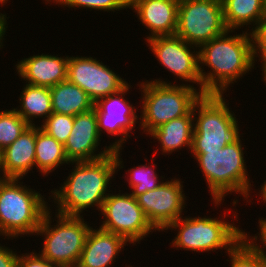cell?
Listing matches in <instances>:
<instances>
[{
  "label": "cell",
  "instance_id": "f35d334b",
  "mask_svg": "<svg viewBox=\"0 0 266 267\" xmlns=\"http://www.w3.org/2000/svg\"><path fill=\"white\" fill-rule=\"evenodd\" d=\"M44 1V0H43ZM52 0H45V3L47 4V2H48V4L51 2Z\"/></svg>",
  "mask_w": 266,
  "mask_h": 267
},
{
  "label": "cell",
  "instance_id": "52a82bcc",
  "mask_svg": "<svg viewBox=\"0 0 266 267\" xmlns=\"http://www.w3.org/2000/svg\"><path fill=\"white\" fill-rule=\"evenodd\" d=\"M49 208L43 215L35 235L44 236L39 254L61 267H76L79 263L87 235L91 229L83 216H65L56 213L52 218ZM52 220L56 225H51ZM41 252V253H40Z\"/></svg>",
  "mask_w": 266,
  "mask_h": 267
},
{
  "label": "cell",
  "instance_id": "44dd1931",
  "mask_svg": "<svg viewBox=\"0 0 266 267\" xmlns=\"http://www.w3.org/2000/svg\"><path fill=\"white\" fill-rule=\"evenodd\" d=\"M224 22L228 30L253 25L252 31L266 18V0H221ZM240 27V28H239Z\"/></svg>",
  "mask_w": 266,
  "mask_h": 267
},
{
  "label": "cell",
  "instance_id": "5bb4252c",
  "mask_svg": "<svg viewBox=\"0 0 266 267\" xmlns=\"http://www.w3.org/2000/svg\"><path fill=\"white\" fill-rule=\"evenodd\" d=\"M129 89L131 86L128 83L119 92L100 98L94 105L98 132L101 137L105 132L114 137L121 136L119 139L116 138L112 144L110 143L113 150L123 149V143L130 138V132L136 128V124L139 122V115H136L138 114L136 113L137 108L130 104L128 99L125 100Z\"/></svg>",
  "mask_w": 266,
  "mask_h": 267
},
{
  "label": "cell",
  "instance_id": "83f0119b",
  "mask_svg": "<svg viewBox=\"0 0 266 267\" xmlns=\"http://www.w3.org/2000/svg\"><path fill=\"white\" fill-rule=\"evenodd\" d=\"M42 123L40 129L64 145L71 133L74 116L53 112Z\"/></svg>",
  "mask_w": 266,
  "mask_h": 267
},
{
  "label": "cell",
  "instance_id": "3957f363",
  "mask_svg": "<svg viewBox=\"0 0 266 267\" xmlns=\"http://www.w3.org/2000/svg\"><path fill=\"white\" fill-rule=\"evenodd\" d=\"M242 146L239 138L236 142L227 144L219 150L190 151L199 163L212 200L217 207L218 205L221 207L225 196L233 192L241 194L246 202H252L250 193L252 192L251 186L254 185H251L250 177H248Z\"/></svg>",
  "mask_w": 266,
  "mask_h": 267
},
{
  "label": "cell",
  "instance_id": "d6a6232c",
  "mask_svg": "<svg viewBox=\"0 0 266 267\" xmlns=\"http://www.w3.org/2000/svg\"><path fill=\"white\" fill-rule=\"evenodd\" d=\"M0 244V267H18V254Z\"/></svg>",
  "mask_w": 266,
  "mask_h": 267
},
{
  "label": "cell",
  "instance_id": "5b68a950",
  "mask_svg": "<svg viewBox=\"0 0 266 267\" xmlns=\"http://www.w3.org/2000/svg\"><path fill=\"white\" fill-rule=\"evenodd\" d=\"M141 89L142 110L140 125L144 133L150 134L161 125L187 115L202 93L190 84H171L161 78L137 84Z\"/></svg>",
  "mask_w": 266,
  "mask_h": 267
},
{
  "label": "cell",
  "instance_id": "8fae6325",
  "mask_svg": "<svg viewBox=\"0 0 266 267\" xmlns=\"http://www.w3.org/2000/svg\"><path fill=\"white\" fill-rule=\"evenodd\" d=\"M145 40L164 69L186 82V85L188 82L192 86L194 83L200 85L198 90L202 93L198 47L188 44L177 35L155 36Z\"/></svg>",
  "mask_w": 266,
  "mask_h": 267
},
{
  "label": "cell",
  "instance_id": "4fadbf2b",
  "mask_svg": "<svg viewBox=\"0 0 266 267\" xmlns=\"http://www.w3.org/2000/svg\"><path fill=\"white\" fill-rule=\"evenodd\" d=\"M181 179H167L158 188L139 195L136 199L147 219L157 231H164L171 223L182 217L187 206Z\"/></svg>",
  "mask_w": 266,
  "mask_h": 267
},
{
  "label": "cell",
  "instance_id": "ac0fdd59",
  "mask_svg": "<svg viewBox=\"0 0 266 267\" xmlns=\"http://www.w3.org/2000/svg\"><path fill=\"white\" fill-rule=\"evenodd\" d=\"M129 243L124 237L91 227L76 267H110Z\"/></svg>",
  "mask_w": 266,
  "mask_h": 267
},
{
  "label": "cell",
  "instance_id": "4dcf8cb0",
  "mask_svg": "<svg viewBox=\"0 0 266 267\" xmlns=\"http://www.w3.org/2000/svg\"><path fill=\"white\" fill-rule=\"evenodd\" d=\"M260 218L258 220V225H259V229H258L259 230V233H257L258 236H257V234H255V236H252V235L249 236V234L247 232L245 233V231L242 230V239L254 251L262 254L266 258V251H264L266 249V218H263V217H260ZM257 240H259V241L257 242ZM259 242H260L261 246L258 244Z\"/></svg>",
  "mask_w": 266,
  "mask_h": 267
},
{
  "label": "cell",
  "instance_id": "277c9868",
  "mask_svg": "<svg viewBox=\"0 0 266 267\" xmlns=\"http://www.w3.org/2000/svg\"><path fill=\"white\" fill-rule=\"evenodd\" d=\"M20 180L0 179V232L4 240L35 235L50 208L42 194Z\"/></svg>",
  "mask_w": 266,
  "mask_h": 267
},
{
  "label": "cell",
  "instance_id": "30bf717a",
  "mask_svg": "<svg viewBox=\"0 0 266 267\" xmlns=\"http://www.w3.org/2000/svg\"><path fill=\"white\" fill-rule=\"evenodd\" d=\"M110 193L105 198L101 213L103 220L99 228L124 237L129 244L136 245L156 231L130 193ZM137 242V243H136Z\"/></svg>",
  "mask_w": 266,
  "mask_h": 267
},
{
  "label": "cell",
  "instance_id": "8992f818",
  "mask_svg": "<svg viewBox=\"0 0 266 267\" xmlns=\"http://www.w3.org/2000/svg\"><path fill=\"white\" fill-rule=\"evenodd\" d=\"M228 106L223 94H202L195 102L191 151L219 150L241 137L236 115Z\"/></svg>",
  "mask_w": 266,
  "mask_h": 267
},
{
  "label": "cell",
  "instance_id": "7a4b0ae2",
  "mask_svg": "<svg viewBox=\"0 0 266 267\" xmlns=\"http://www.w3.org/2000/svg\"><path fill=\"white\" fill-rule=\"evenodd\" d=\"M232 32L235 30H227L198 49L202 94H225L231 84L254 68L251 33L245 30L232 36ZM202 66L210 71L206 73Z\"/></svg>",
  "mask_w": 266,
  "mask_h": 267
},
{
  "label": "cell",
  "instance_id": "f546056e",
  "mask_svg": "<svg viewBox=\"0 0 266 267\" xmlns=\"http://www.w3.org/2000/svg\"><path fill=\"white\" fill-rule=\"evenodd\" d=\"M250 33L252 36L253 62L255 65L257 62V59L255 58L257 57H260L258 60L261 63L266 61V18Z\"/></svg>",
  "mask_w": 266,
  "mask_h": 267
},
{
  "label": "cell",
  "instance_id": "74e56055",
  "mask_svg": "<svg viewBox=\"0 0 266 267\" xmlns=\"http://www.w3.org/2000/svg\"><path fill=\"white\" fill-rule=\"evenodd\" d=\"M0 172H1V151H0ZM0 179H2V176L1 175H0Z\"/></svg>",
  "mask_w": 266,
  "mask_h": 267
},
{
  "label": "cell",
  "instance_id": "cb8c5ba5",
  "mask_svg": "<svg viewBox=\"0 0 266 267\" xmlns=\"http://www.w3.org/2000/svg\"><path fill=\"white\" fill-rule=\"evenodd\" d=\"M63 164L70 165L64 145L36 125L35 167L43 176H48Z\"/></svg>",
  "mask_w": 266,
  "mask_h": 267
},
{
  "label": "cell",
  "instance_id": "d590c367",
  "mask_svg": "<svg viewBox=\"0 0 266 267\" xmlns=\"http://www.w3.org/2000/svg\"><path fill=\"white\" fill-rule=\"evenodd\" d=\"M261 70H262V79H263V81L265 82V84H266V61H263L262 63H261Z\"/></svg>",
  "mask_w": 266,
  "mask_h": 267
},
{
  "label": "cell",
  "instance_id": "9a60e30c",
  "mask_svg": "<svg viewBox=\"0 0 266 267\" xmlns=\"http://www.w3.org/2000/svg\"><path fill=\"white\" fill-rule=\"evenodd\" d=\"M100 139L94 108L74 116L71 133L64 144L66 157L70 162L93 161L113 153L110 145L105 146L104 150L98 151V146L101 144Z\"/></svg>",
  "mask_w": 266,
  "mask_h": 267
},
{
  "label": "cell",
  "instance_id": "e0dca14e",
  "mask_svg": "<svg viewBox=\"0 0 266 267\" xmlns=\"http://www.w3.org/2000/svg\"><path fill=\"white\" fill-rule=\"evenodd\" d=\"M68 59L69 55L58 57L57 54H33L18 61L15 68L19 78L27 84L51 88L67 80Z\"/></svg>",
  "mask_w": 266,
  "mask_h": 267
},
{
  "label": "cell",
  "instance_id": "f1b7e54d",
  "mask_svg": "<svg viewBox=\"0 0 266 267\" xmlns=\"http://www.w3.org/2000/svg\"><path fill=\"white\" fill-rule=\"evenodd\" d=\"M54 3L61 7L68 8H88L91 10H100L104 12H115L129 8L130 0H52L50 4Z\"/></svg>",
  "mask_w": 266,
  "mask_h": 267
},
{
  "label": "cell",
  "instance_id": "ffe728a7",
  "mask_svg": "<svg viewBox=\"0 0 266 267\" xmlns=\"http://www.w3.org/2000/svg\"><path fill=\"white\" fill-rule=\"evenodd\" d=\"M194 133L193 109L185 116L175 118L153 130L149 137L160 143L161 154L171 155L172 152L187 147L192 148Z\"/></svg>",
  "mask_w": 266,
  "mask_h": 267
},
{
  "label": "cell",
  "instance_id": "9c48e42d",
  "mask_svg": "<svg viewBox=\"0 0 266 267\" xmlns=\"http://www.w3.org/2000/svg\"><path fill=\"white\" fill-rule=\"evenodd\" d=\"M221 0H179L175 35L200 47L227 31Z\"/></svg>",
  "mask_w": 266,
  "mask_h": 267
},
{
  "label": "cell",
  "instance_id": "603a6c76",
  "mask_svg": "<svg viewBox=\"0 0 266 267\" xmlns=\"http://www.w3.org/2000/svg\"><path fill=\"white\" fill-rule=\"evenodd\" d=\"M18 100L20 105L15 110L30 126L35 125L34 119L45 120L53 113L49 87L26 83Z\"/></svg>",
  "mask_w": 266,
  "mask_h": 267
},
{
  "label": "cell",
  "instance_id": "1f68e13d",
  "mask_svg": "<svg viewBox=\"0 0 266 267\" xmlns=\"http://www.w3.org/2000/svg\"><path fill=\"white\" fill-rule=\"evenodd\" d=\"M18 267H61L60 265L51 263L39 253L30 252L24 255H18Z\"/></svg>",
  "mask_w": 266,
  "mask_h": 267
},
{
  "label": "cell",
  "instance_id": "d6986e66",
  "mask_svg": "<svg viewBox=\"0 0 266 267\" xmlns=\"http://www.w3.org/2000/svg\"><path fill=\"white\" fill-rule=\"evenodd\" d=\"M35 143L36 125H33L1 151L2 178L23 179L35 169Z\"/></svg>",
  "mask_w": 266,
  "mask_h": 267
},
{
  "label": "cell",
  "instance_id": "836d02e7",
  "mask_svg": "<svg viewBox=\"0 0 266 267\" xmlns=\"http://www.w3.org/2000/svg\"><path fill=\"white\" fill-rule=\"evenodd\" d=\"M7 18L9 17L5 13L0 16V49L3 48L4 35L8 28Z\"/></svg>",
  "mask_w": 266,
  "mask_h": 267
},
{
  "label": "cell",
  "instance_id": "d4e9b609",
  "mask_svg": "<svg viewBox=\"0 0 266 267\" xmlns=\"http://www.w3.org/2000/svg\"><path fill=\"white\" fill-rule=\"evenodd\" d=\"M155 164H145V165H138L137 167L130 168L128 173L129 177L126 178L129 184V188H131L129 193L134 197L137 198L139 195L143 194L146 191L153 190L158 188L164 180L163 176L159 178L158 174L156 173ZM162 181H161V180Z\"/></svg>",
  "mask_w": 266,
  "mask_h": 267
},
{
  "label": "cell",
  "instance_id": "2e32d148",
  "mask_svg": "<svg viewBox=\"0 0 266 267\" xmlns=\"http://www.w3.org/2000/svg\"><path fill=\"white\" fill-rule=\"evenodd\" d=\"M179 0H130L129 9L134 10L143 26L150 30L146 39L155 36L175 35Z\"/></svg>",
  "mask_w": 266,
  "mask_h": 267
},
{
  "label": "cell",
  "instance_id": "ba28073f",
  "mask_svg": "<svg viewBox=\"0 0 266 267\" xmlns=\"http://www.w3.org/2000/svg\"><path fill=\"white\" fill-rule=\"evenodd\" d=\"M235 223L220 220L218 217H180L165 230L178 231L172 245L177 249L194 252H210L218 249L227 253L241 238L242 229Z\"/></svg>",
  "mask_w": 266,
  "mask_h": 267
},
{
  "label": "cell",
  "instance_id": "8d00e7d4",
  "mask_svg": "<svg viewBox=\"0 0 266 267\" xmlns=\"http://www.w3.org/2000/svg\"><path fill=\"white\" fill-rule=\"evenodd\" d=\"M7 2H8V0H0V4L3 5V6H4ZM4 3H5V4H4ZM1 5H0V6H1Z\"/></svg>",
  "mask_w": 266,
  "mask_h": 267
},
{
  "label": "cell",
  "instance_id": "e575fe53",
  "mask_svg": "<svg viewBox=\"0 0 266 267\" xmlns=\"http://www.w3.org/2000/svg\"><path fill=\"white\" fill-rule=\"evenodd\" d=\"M261 187H260V190H259V196H260V198L262 199V201L261 202H263L264 201V203L266 204V180L264 181V184L263 185H260Z\"/></svg>",
  "mask_w": 266,
  "mask_h": 267
},
{
  "label": "cell",
  "instance_id": "4316f807",
  "mask_svg": "<svg viewBox=\"0 0 266 267\" xmlns=\"http://www.w3.org/2000/svg\"><path fill=\"white\" fill-rule=\"evenodd\" d=\"M231 267H266V258L254 251L242 238L227 252Z\"/></svg>",
  "mask_w": 266,
  "mask_h": 267
},
{
  "label": "cell",
  "instance_id": "484cf974",
  "mask_svg": "<svg viewBox=\"0 0 266 267\" xmlns=\"http://www.w3.org/2000/svg\"><path fill=\"white\" fill-rule=\"evenodd\" d=\"M29 126L15 108L0 111V151L10 146Z\"/></svg>",
  "mask_w": 266,
  "mask_h": 267
},
{
  "label": "cell",
  "instance_id": "7402d4cb",
  "mask_svg": "<svg viewBox=\"0 0 266 267\" xmlns=\"http://www.w3.org/2000/svg\"><path fill=\"white\" fill-rule=\"evenodd\" d=\"M52 111L76 116L94 108V101L79 86L65 80L50 88Z\"/></svg>",
  "mask_w": 266,
  "mask_h": 267
},
{
  "label": "cell",
  "instance_id": "6da1fadb",
  "mask_svg": "<svg viewBox=\"0 0 266 267\" xmlns=\"http://www.w3.org/2000/svg\"><path fill=\"white\" fill-rule=\"evenodd\" d=\"M121 152L122 149H114L113 153L97 160L70 162L75 165L71 174L59 189L50 191L49 197L57 205L53 213L83 216L84 210L95 206L98 212L101 211L105 198L113 192L110 180L124 167Z\"/></svg>",
  "mask_w": 266,
  "mask_h": 267
},
{
  "label": "cell",
  "instance_id": "7c38bea8",
  "mask_svg": "<svg viewBox=\"0 0 266 267\" xmlns=\"http://www.w3.org/2000/svg\"><path fill=\"white\" fill-rule=\"evenodd\" d=\"M67 80L85 91L94 103L119 92L128 84L109 66L91 56H70L67 62Z\"/></svg>",
  "mask_w": 266,
  "mask_h": 267
}]
</instances>
